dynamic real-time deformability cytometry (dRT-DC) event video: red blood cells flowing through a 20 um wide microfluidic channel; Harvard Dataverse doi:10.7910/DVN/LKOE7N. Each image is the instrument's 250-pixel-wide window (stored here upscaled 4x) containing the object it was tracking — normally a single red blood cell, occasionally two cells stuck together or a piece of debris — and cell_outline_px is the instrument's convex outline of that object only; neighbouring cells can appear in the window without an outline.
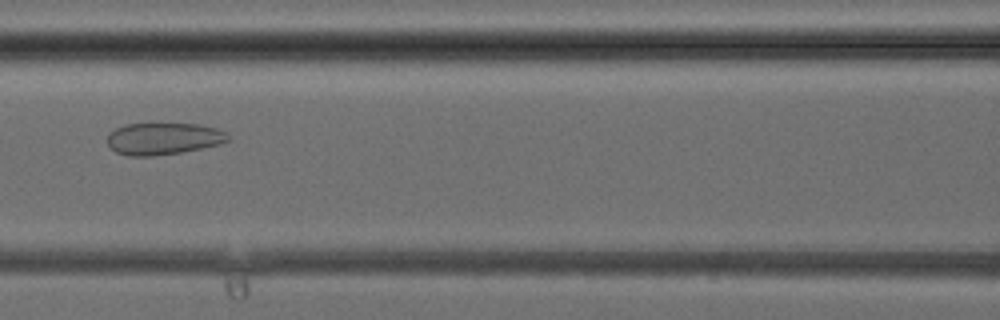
{"species": "common noctule bat (a hibernating species)", "species_latin": "Nyctalus noctula", "temperature_condition": "cold", "stored_images_in_passage": 39, "camera_frame_rate_fps": 3000, "um_per_image_px": 0.085, "animal": {"sex": "female", "body_mass_g": 24.6, "forearm_length_mm": 56.2}, "frame": {"image": 1, "passage_image": 17, "time_ms": 5.333, "image_size_px": [1000, 320], "cell_outline_px": [[232, 140], [220, 144], [180, 152], [152, 156], [128, 156], [116, 152], [108, 144], [108, 136], [116, 128], [124, 124], [200, 124], [216, 128], [228, 132]], "centroid_in_image_um": [13.94, 11.78], "position_along_channel_um": 152.7, "area_um2": 22.43}}
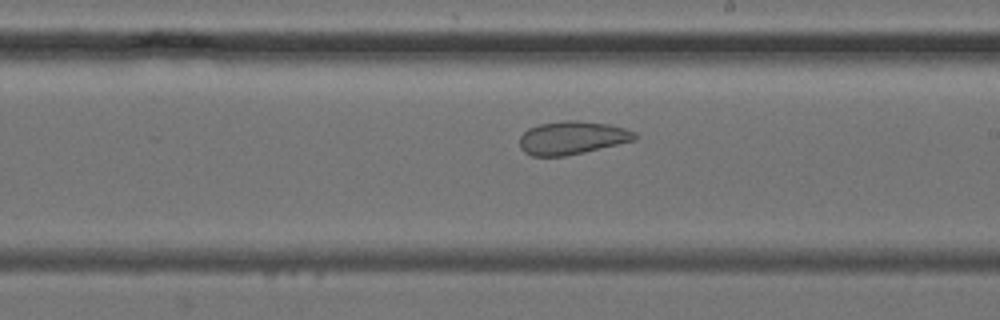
{"frame": {"image": 2, "passage_image": 22, "time_ms": 7.0, "image_size_px": [1000, 320], "cell_outline_px": [[640, 136], [636, 140], [584, 152], [564, 156], [532, 156], [524, 152], [520, 148], [520, 136], [528, 128], [540, 124], [564, 120], [576, 120], [608, 124], [624, 128], [636, 132]], "centroid_in_image_um": [48.65, 11.71], "position_along_channel_um": 240.4, "area_um2": 22.37}}
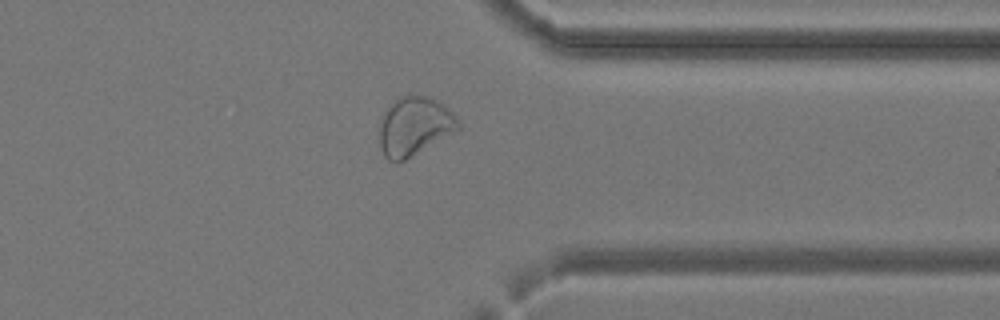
{"frame": {"image": 3, "passage_image": 30, "time_ms": 9.667, "image_size_px": [1000, 320], "cell_outline_px": [[460, 128], [456, 132], [404, 160], [388, 160], [384, 156], [380, 144], [380, 116], [400, 96], [408, 92], [424, 96], [436, 100], [448, 108], [460, 120]], "centroid_in_image_um": [35.24, 10.7], "position_along_channel_um": 376.2, "area_um2": 26.99}}